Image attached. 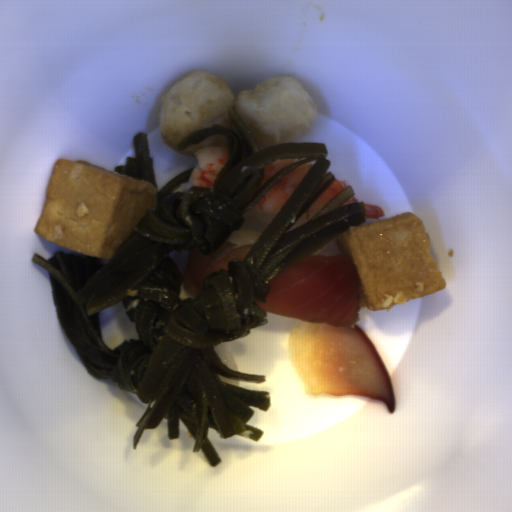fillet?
Returning <instances> with one entry per match:
<instances>
[{"label": "fillet", "instance_id": "obj_1", "mask_svg": "<svg viewBox=\"0 0 512 512\" xmlns=\"http://www.w3.org/2000/svg\"><path fill=\"white\" fill-rule=\"evenodd\" d=\"M264 312L299 319L287 347L307 395H364L396 411L392 379L359 319L356 265L344 254L307 256L278 272Z\"/></svg>", "mask_w": 512, "mask_h": 512}, {"label": "fillet", "instance_id": "obj_2", "mask_svg": "<svg viewBox=\"0 0 512 512\" xmlns=\"http://www.w3.org/2000/svg\"><path fill=\"white\" fill-rule=\"evenodd\" d=\"M255 244L240 246L224 242L213 253H203L190 249L188 264L183 279V286L188 294L198 296L204 286V279L220 269L228 270L231 261H243Z\"/></svg>", "mask_w": 512, "mask_h": 512}]
</instances>
